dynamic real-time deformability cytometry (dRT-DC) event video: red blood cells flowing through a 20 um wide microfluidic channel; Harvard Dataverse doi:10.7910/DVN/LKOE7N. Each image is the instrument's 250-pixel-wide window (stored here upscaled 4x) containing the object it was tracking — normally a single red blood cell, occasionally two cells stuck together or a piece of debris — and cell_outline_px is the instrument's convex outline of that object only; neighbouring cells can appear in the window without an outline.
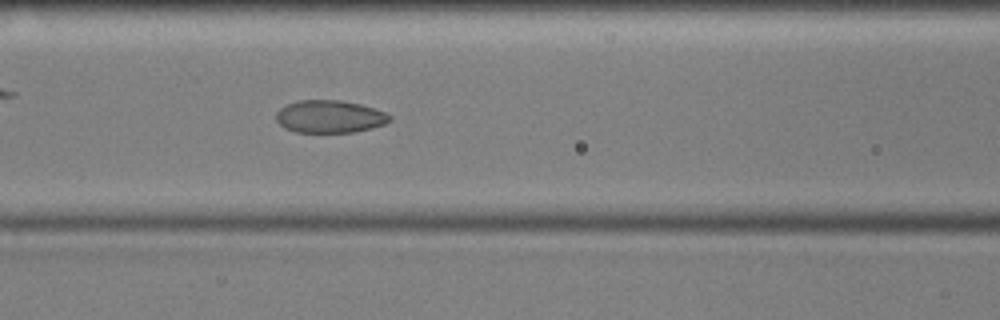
{"species": "common noctule bat (a hibernating species)", "species_latin": "Nyctalus noctula", "temperature_condition": "cold", "stored_images_in_passage": 49, "camera_frame_rate_fps": 3000, "um_per_image_px": 0.085, "animal": {"sex": "male", "body_mass_g": 17.9, "forearm_length_mm": 54.2}, "frame": {"image": 1, "passage_image": 16, "time_ms": 5.0, "image_size_px": [1000, 320], "cell_outline_px": [[392, 120], [384, 124], [372, 128], [352, 132], [296, 132], [284, 128], [276, 120], [276, 112], [280, 108], [288, 104], [300, 100], [340, 100], [360, 104], [384, 112], [392, 116]], "centroid_in_image_um": [28.02, 9.91], "position_along_channel_um": 138.6, "area_um2": 21.5}}
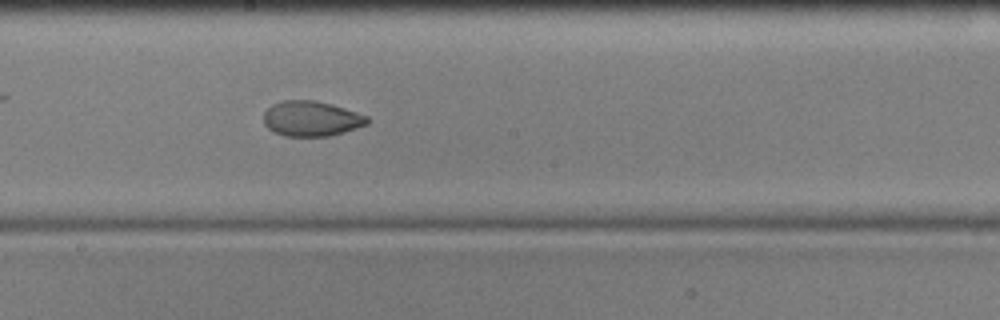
{"frame": {"image": 2, "passage_image": 23, "time_ms": 7.333, "image_size_px": [1000, 320], "cell_outline_px": [[372, 120], [368, 124], [344, 132], [328, 136], [284, 136], [272, 132], [264, 124], [264, 112], [272, 104], [284, 100], [316, 100], [332, 104], [368, 116]], "centroid_in_image_um": [26.47, 10.08], "position_along_channel_um": 221.7, "area_um2": 21.44}}
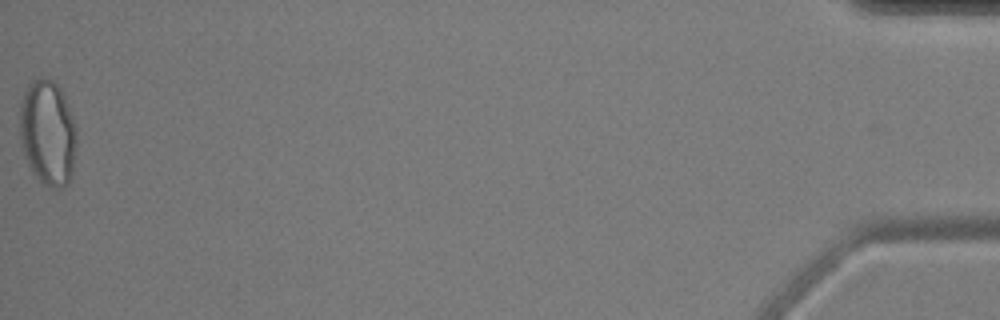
{"frame": {"image": 3, "passage_image": 49, "time_ms": 16.0, "image_size_px": [1000, 320], "cell_outline_px": [[76, 148], [72, 176], [68, 184], [64, 188], [52, 188], [44, 184], [32, 172], [24, 156], [20, 136], [20, 104], [24, 92], [28, 84], [40, 76], [52, 80], [60, 88], [64, 96], [72, 116], [76, 128]], "centroid_in_image_um": [4.06, 11.3], "position_along_channel_um": 431.1, "area_um2": 35.2}, "authors_computed_cell_mechanics": {"area_um2": 23.2356, "velocity_mm_per_s": 3.5638, "shape_relaxation_time_tau1_ms": 9.0332, "shape_relaxation_time_tau2_ms": 1.7643, "deformation_change_tau1": 0.1722, "deformation_change_tau2": 0.0453}}